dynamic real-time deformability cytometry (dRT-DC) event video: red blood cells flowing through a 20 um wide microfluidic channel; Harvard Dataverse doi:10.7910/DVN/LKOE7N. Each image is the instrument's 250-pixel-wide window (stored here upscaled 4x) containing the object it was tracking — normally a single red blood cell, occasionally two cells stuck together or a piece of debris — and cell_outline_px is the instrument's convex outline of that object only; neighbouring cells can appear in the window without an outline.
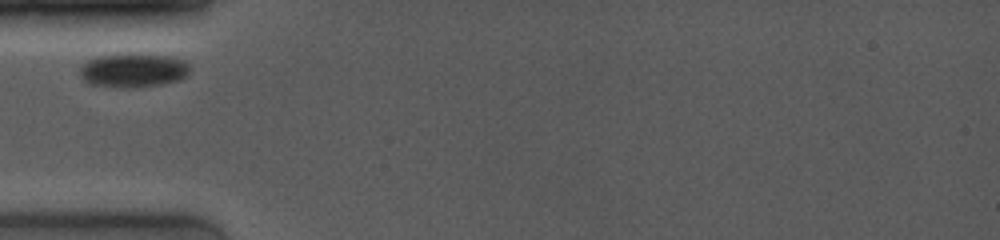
{"species": "common noctule bat (a hibernating species)", "species_latin": "Nyctalus noctula", "temperature_condition": "room temperature", "stored_images_in_passage": 4, "camera_frame_rate_fps": 4000, "um_per_image_px": 0.085, "animal": {"sex": "female", "body_mass_g": 19.0, "forearm_length_mm": 53.3}, "frame": {"image": 1, "passage_image": 1, "time_ms": 0.0, "image_size_px": [1000, 240], "cell_outline_px": [[188, 72], [180, 80], [160, 84], [132, 88], [120, 88], [92, 84], [84, 80], [80, 76], [80, 68], [88, 60], [96, 56], [124, 52], [136, 52], [168, 56], [184, 60], [188, 64]], "centroid_in_image_um": [11.3, 5.94], "position_along_channel_um": 73.7, "area_um2": 22.2}}